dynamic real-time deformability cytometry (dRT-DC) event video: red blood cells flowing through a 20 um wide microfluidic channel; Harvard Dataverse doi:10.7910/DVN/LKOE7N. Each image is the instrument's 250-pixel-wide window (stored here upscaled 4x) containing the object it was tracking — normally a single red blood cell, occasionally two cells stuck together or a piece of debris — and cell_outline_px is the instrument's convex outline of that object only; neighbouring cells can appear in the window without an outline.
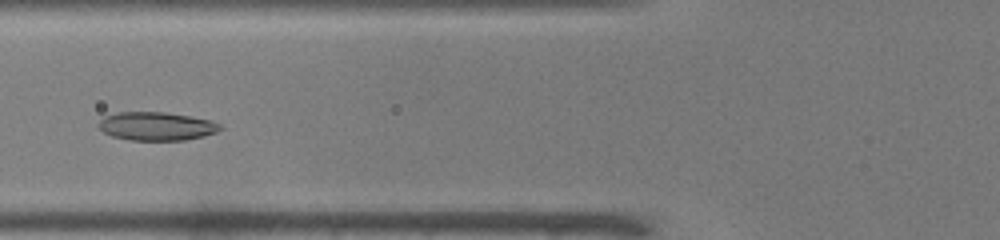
{"species": "common noctule bat (a hibernating species)", "species_latin": "Nyctalus noctula", "temperature_condition": "warm", "stored_images_in_passage": 46, "camera_frame_rate_fps": 3000, "um_per_image_px": 0.085, "animal": {"sex": "male", "body_mass_g": 19.0, "forearm_length_mm": 50.8}, "frame": {"image": 1, "passage_image": 15, "time_ms": 4.667, "image_size_px": [1000, 240], "cell_outline_px": [[224, 128], [216, 132], [204, 136], [184, 140], [128, 140], [112, 136], [104, 132], [96, 124], [104, 116], [120, 112], [164, 112], [192, 116], [212, 120], [220, 124]], "centroid_in_image_um": [13.32, 10.72], "position_along_channel_um": 112.5, "area_um2": 20.29}}
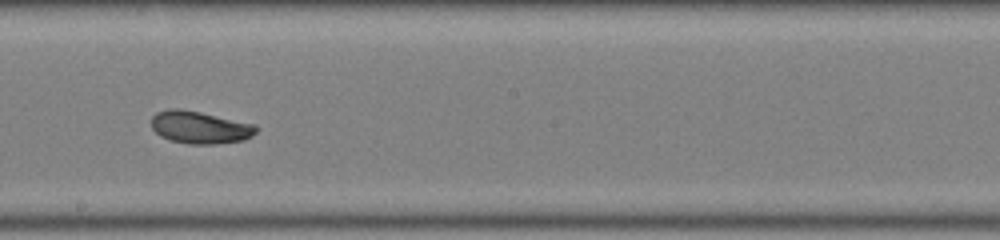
{"frame": {"image": 2, "passage_image": 24, "time_ms": 7.667, "image_size_px": [1000, 240], "cell_outline_px": [[260, 128], [252, 136], [244, 140], [216, 144], [188, 144], [168, 140], [160, 136], [152, 128], [152, 116], [156, 112], [168, 108], [180, 108], [200, 112], [256, 124]], "centroid_in_image_um": [17.0, 10.82], "position_along_channel_um": 231.2, "area_um2": 20.11}}
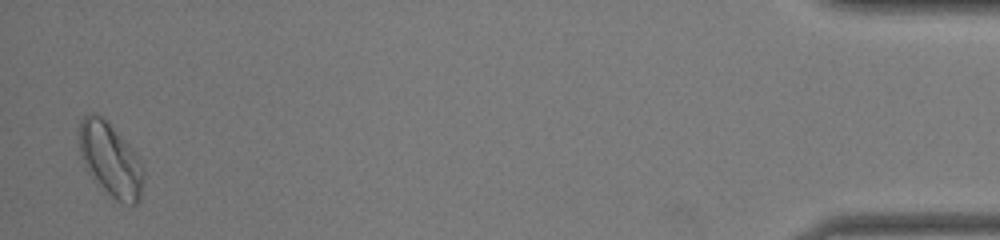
{"frame": {"image": 3, "passage_image": 45, "time_ms": 14.667, "image_size_px": [1000, 240], "cell_outline_px": [[144, 184], [140, 200], [136, 204], [124, 204], [116, 200], [88, 172], [84, 164], [80, 152], [80, 120], [88, 112], [96, 112], [128, 144], [140, 160], [144, 168]], "centroid_in_image_um": [9.42, 13.59], "position_along_channel_um": 425.8, "area_um2": 27.11}, "authors_computed_cell_mechanics": {"area_um2": 20.2011, "velocity_mm_per_s": 3.9711, "shape_relaxation_time_tau1_ms": 5.5952, "shape_relaxation_time_tau2_ms": 4.1075, "deformation_change_tau1": 0.1293, "deformation_change_tau2": 0.0796}}